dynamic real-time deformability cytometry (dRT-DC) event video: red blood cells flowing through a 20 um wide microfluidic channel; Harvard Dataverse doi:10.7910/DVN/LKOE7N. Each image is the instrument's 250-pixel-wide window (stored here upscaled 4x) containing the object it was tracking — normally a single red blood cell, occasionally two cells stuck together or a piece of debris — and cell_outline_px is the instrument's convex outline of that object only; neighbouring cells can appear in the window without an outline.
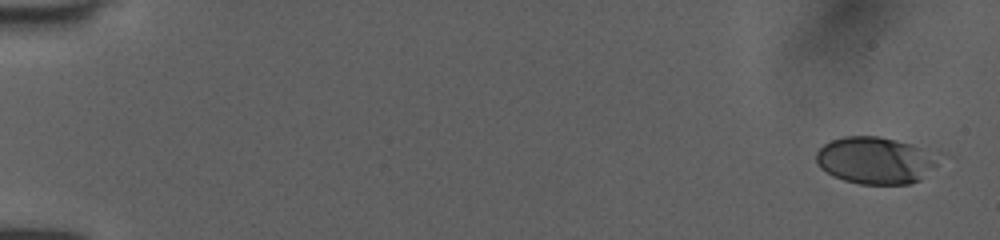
{"species": "human", "species_latin": "Homo sapiens", "temperature_condition": "room temperature", "stored_images_in_passage": 15, "camera_frame_rate_fps": 3000, "um_per_image_px": 0.085, "donor": {"sex": "female"}, "frame": {"image": 1, "passage_image": 1, "time_ms": 0.0, "image_size_px": [1000, 240], "cell_outline_px": [[936, 164], [920, 180], [908, 184], [860, 184], [844, 180], [820, 168], [816, 160], [816, 152], [824, 144], [832, 140], [848, 136], [876, 136], [908, 144], [916, 148]], "centroid_in_image_um": [74.23, 13.66], "position_along_channel_um": 10.8, "area_um2": 31.85}}
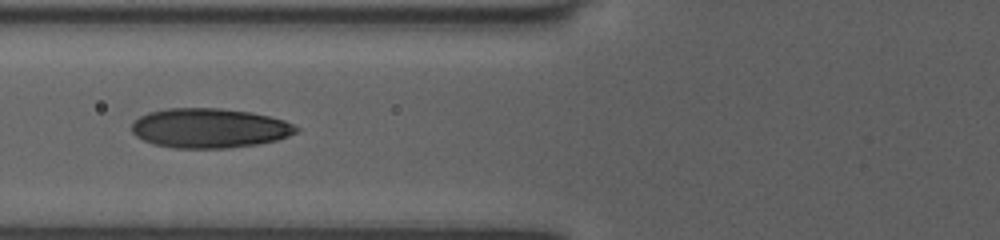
{"frame": {"image": 2, "passage_image": 11, "time_ms": 3.333, "image_size_px": [1000, 240], "cell_outline_px": [[300, 128], [296, 132], [288, 136], [276, 140], [256, 144], [228, 148], [176, 148], [152, 144], [136, 136], [132, 132], [132, 124], [140, 116], [148, 112], [168, 108], [220, 108], [252, 112], [284, 120]], "centroid_in_image_um": [17.79, 10.89], "position_along_channel_um": 108.0, "area_um2": 37.92}}
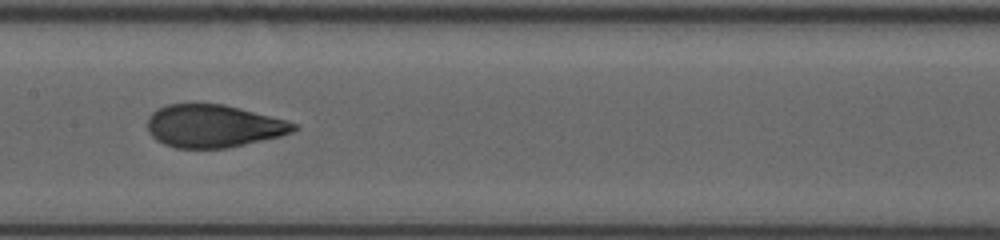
{"frame": {"image": 3, "passage_image": 13, "time_ms": 4.0, "image_size_px": [1000, 240], "cell_outline_px": [[300, 128], [292, 132], [280, 136], [228, 148], [176, 148], [164, 144], [156, 140], [148, 132], [148, 116], [152, 112], [168, 104], [224, 104], [288, 120], [300, 124]], "centroid_in_image_um": [18.18, 10.72], "position_along_channel_um": 189.2, "area_um2": 36.59}}